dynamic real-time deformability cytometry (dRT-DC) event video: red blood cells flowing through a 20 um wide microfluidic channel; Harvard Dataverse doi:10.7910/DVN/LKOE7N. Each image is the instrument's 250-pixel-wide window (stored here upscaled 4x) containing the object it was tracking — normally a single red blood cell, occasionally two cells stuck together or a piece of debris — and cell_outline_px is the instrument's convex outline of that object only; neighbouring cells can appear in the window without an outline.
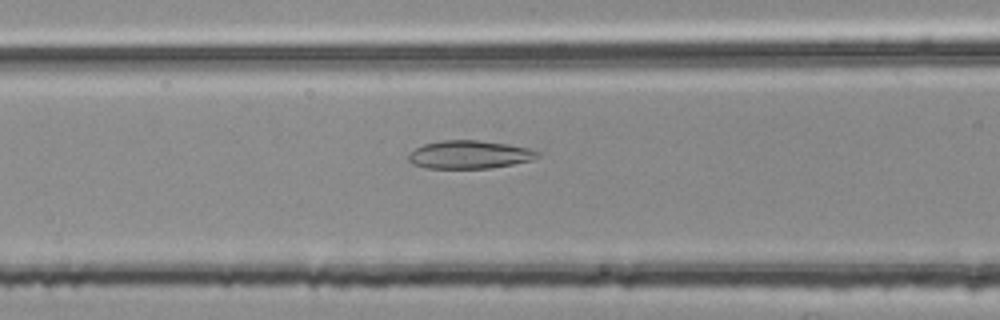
{"species": "common noctule bat (a hibernating species)", "species_latin": "Nyctalus noctula", "temperature_condition": "room temperature", "stored_images_in_passage": 41, "camera_frame_rate_fps": 3000, "um_per_image_px": 0.085, "animal": {"sex": "female", "body_mass_g": 25.1}, "frame": {"image": 1, "passage_image": 15, "time_ms": 4.667, "image_size_px": [1000, 320], "cell_outline_px": [[540, 156], [532, 160], [492, 168], [424, 168], [412, 164], [408, 160], [408, 156], [416, 148], [424, 144], [440, 140], [476, 140], [508, 144], [528, 148], [540, 152]], "centroid_in_image_um": [39.9, 13.14], "position_along_channel_um": 126.7, "area_um2": 21.15}}
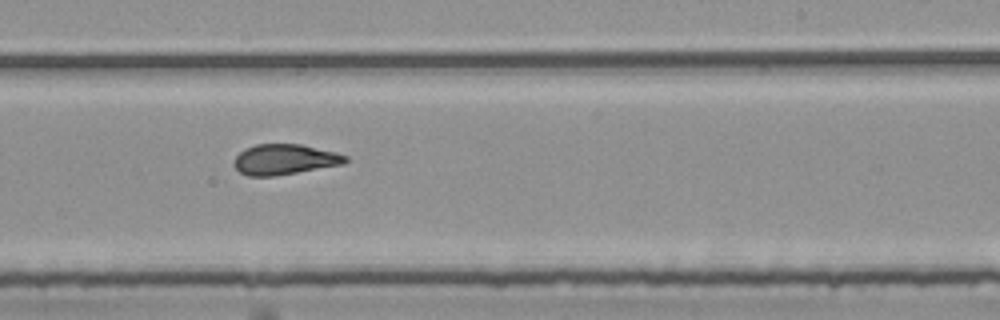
{"frame": {"image": 2, "passage_image": 26, "time_ms": 8.333, "image_size_px": [1000, 320], "cell_outline_px": [[348, 160], [344, 164], [276, 176], [248, 176], [240, 172], [232, 164], [232, 160], [244, 148], [256, 144], [300, 144], [336, 152], [348, 156]], "centroid_in_image_um": [24.17, 13.55], "position_along_channel_um": 264.8, "area_um2": 19.94}}
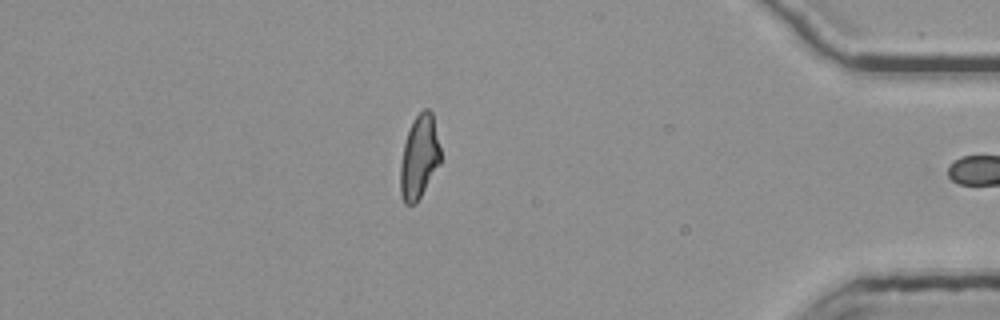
{"frame": {"image": 3, "passage_image": 40, "time_ms": 13.0, "image_size_px": [1000, 320], "cell_outline_px": [[440, 164], [416, 204], [404, 204], [400, 192], [400, 164], [404, 144], [412, 120], [424, 108], [428, 108], [432, 112], [440, 148]], "centroid_in_image_um": [35.63, 13.36], "position_along_channel_um": 399.6, "area_um2": 19.54}, "authors_computed_cell_mechanics": {"area_um2": 20.23, "velocity_mm_per_s": 3.7675, "shape_relaxation_time_tau1_ms": null, "shape_relaxation_time_tau2_ms": 1.8272, "deformation_change_tau1": null, "deformation_change_tau2": 0.0926}}